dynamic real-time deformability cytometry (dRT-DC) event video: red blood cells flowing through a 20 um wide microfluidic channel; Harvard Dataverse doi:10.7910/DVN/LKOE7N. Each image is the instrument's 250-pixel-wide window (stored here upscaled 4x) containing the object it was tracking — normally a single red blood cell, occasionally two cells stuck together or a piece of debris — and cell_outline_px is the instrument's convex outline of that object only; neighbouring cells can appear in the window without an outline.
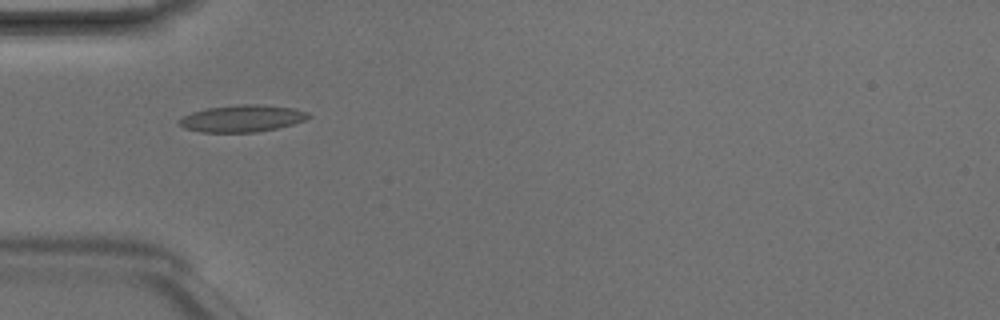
{"species": "Egyptian fruit bat (a non-hibernating species)", "species_latin": "Rousettus aegyptiacus", "temperature_condition": "room temperature", "stored_images_in_passage": 6, "camera_frame_rate_fps": 3000, "um_per_image_px": 0.085, "animal": {"sex": "male"}, "frame": {"image": 1, "passage_image": 5, "time_ms": 1.333, "image_size_px": [1000, 320], "cell_outline_px": [[312, 116], [304, 120], [292, 124], [276, 128], [256, 132], [200, 132], [184, 128], [180, 124], [180, 120], [184, 116], [192, 112], [208, 108], [240, 104], [256, 104], [292, 108], [308, 112]], "centroid_in_image_um": [20.59, 10.07], "position_along_channel_um": 64.4, "area_um2": 20.0}}